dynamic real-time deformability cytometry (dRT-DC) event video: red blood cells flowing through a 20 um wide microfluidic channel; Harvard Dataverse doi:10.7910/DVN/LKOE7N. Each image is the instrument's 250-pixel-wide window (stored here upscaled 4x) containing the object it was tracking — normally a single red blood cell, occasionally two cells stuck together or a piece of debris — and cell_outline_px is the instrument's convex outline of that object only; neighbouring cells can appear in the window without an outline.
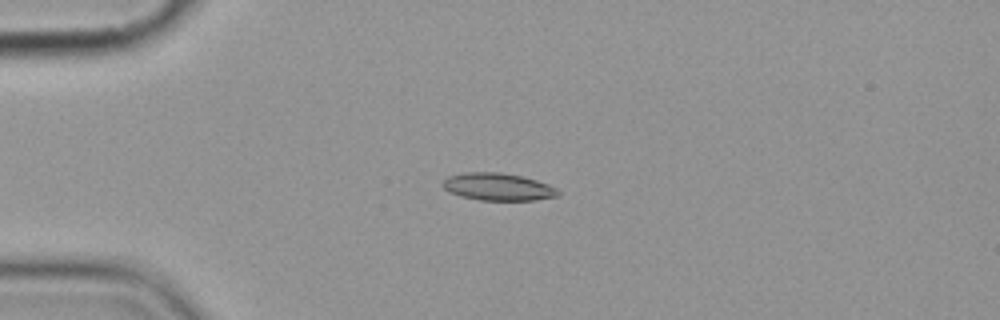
{"species": "common noctule bat (a hibernating species)", "species_latin": "Nyctalus noctula", "temperature_condition": "cold", "stored_images_in_passage": 7, "camera_frame_rate_fps": 3000, "um_per_image_px": 0.085, "animal": {"sex": "female", "body_mass_g": 19.9}, "frame": {"image": 1, "passage_image": 5, "time_ms": 4.667, "image_size_px": [1000, 320], "cell_outline_px": [[560, 196], [536, 200], [480, 200], [460, 196], [448, 192], [440, 184], [448, 176], [464, 172], [500, 172], [520, 176], [536, 180], [548, 184], [556, 188], [560, 192]], "centroid_in_image_um": [42.31, 15.88], "position_along_channel_um": 42.7, "area_um2": 18.55}}
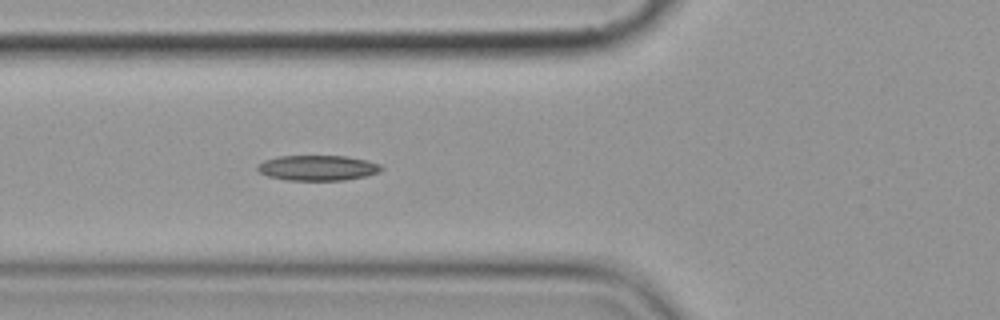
{"frame": {"image": 2, "passage_image": 7, "time_ms": 7.0, "image_size_px": [1000, 320], "cell_outline_px": [[384, 168], [380, 172], [364, 176], [344, 180], [288, 180], [268, 176], [260, 172], [256, 168], [264, 160], [280, 156], [348, 156], [380, 164]], "centroid_in_image_um": [27.02, 14.27], "position_along_channel_um": 98.8, "area_um2": 18.09}}